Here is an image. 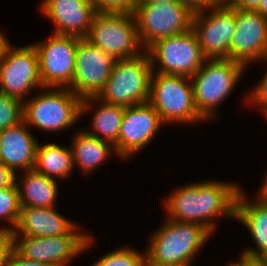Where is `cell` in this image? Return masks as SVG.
I'll use <instances>...</instances> for the list:
<instances>
[{"label":"cell","mask_w":267,"mask_h":266,"mask_svg":"<svg viewBox=\"0 0 267 266\" xmlns=\"http://www.w3.org/2000/svg\"><path fill=\"white\" fill-rule=\"evenodd\" d=\"M165 198L168 219L179 222H195L211 233L216 230L217 217L235 219L236 199L240 187L230 182L216 180L191 183L178 187Z\"/></svg>","instance_id":"6da1fadb"},{"label":"cell","mask_w":267,"mask_h":266,"mask_svg":"<svg viewBox=\"0 0 267 266\" xmlns=\"http://www.w3.org/2000/svg\"><path fill=\"white\" fill-rule=\"evenodd\" d=\"M160 227L151 236L145 253L152 263L161 266H192L196 254L213 235L195 222L167 218Z\"/></svg>","instance_id":"7a4b0ae2"},{"label":"cell","mask_w":267,"mask_h":266,"mask_svg":"<svg viewBox=\"0 0 267 266\" xmlns=\"http://www.w3.org/2000/svg\"><path fill=\"white\" fill-rule=\"evenodd\" d=\"M245 68L231 59H206L191 77L195 107L205 122L217 118L216 107L229 97Z\"/></svg>","instance_id":"3957f363"},{"label":"cell","mask_w":267,"mask_h":266,"mask_svg":"<svg viewBox=\"0 0 267 266\" xmlns=\"http://www.w3.org/2000/svg\"><path fill=\"white\" fill-rule=\"evenodd\" d=\"M152 74L147 51L135 58L118 59L97 98L125 108L148 102Z\"/></svg>","instance_id":"277c9868"},{"label":"cell","mask_w":267,"mask_h":266,"mask_svg":"<svg viewBox=\"0 0 267 266\" xmlns=\"http://www.w3.org/2000/svg\"><path fill=\"white\" fill-rule=\"evenodd\" d=\"M148 102L164 124L205 121L195 107L190 77L153 72Z\"/></svg>","instance_id":"5b68a950"},{"label":"cell","mask_w":267,"mask_h":266,"mask_svg":"<svg viewBox=\"0 0 267 266\" xmlns=\"http://www.w3.org/2000/svg\"><path fill=\"white\" fill-rule=\"evenodd\" d=\"M47 91L25 99L23 121L28 127L57 132L72 127L81 117V99L69 88H44Z\"/></svg>","instance_id":"8992f818"},{"label":"cell","mask_w":267,"mask_h":266,"mask_svg":"<svg viewBox=\"0 0 267 266\" xmlns=\"http://www.w3.org/2000/svg\"><path fill=\"white\" fill-rule=\"evenodd\" d=\"M86 39L116 60L135 58L146 51L133 13L97 11Z\"/></svg>","instance_id":"52a82bcc"},{"label":"cell","mask_w":267,"mask_h":266,"mask_svg":"<svg viewBox=\"0 0 267 266\" xmlns=\"http://www.w3.org/2000/svg\"><path fill=\"white\" fill-rule=\"evenodd\" d=\"M133 15L145 50L159 39L179 35L192 28L193 14L178 0L137 5Z\"/></svg>","instance_id":"ba28073f"},{"label":"cell","mask_w":267,"mask_h":266,"mask_svg":"<svg viewBox=\"0 0 267 266\" xmlns=\"http://www.w3.org/2000/svg\"><path fill=\"white\" fill-rule=\"evenodd\" d=\"M146 51L150 57L153 72L167 75L191 78L206 60L192 29L179 35L159 39ZM158 63L160 67L156 68Z\"/></svg>","instance_id":"9c48e42d"},{"label":"cell","mask_w":267,"mask_h":266,"mask_svg":"<svg viewBox=\"0 0 267 266\" xmlns=\"http://www.w3.org/2000/svg\"><path fill=\"white\" fill-rule=\"evenodd\" d=\"M77 226L69 235L35 237L14 235V250L22 257L50 266H66L92 244L87 232ZM22 237V239H21Z\"/></svg>","instance_id":"30bf717a"},{"label":"cell","mask_w":267,"mask_h":266,"mask_svg":"<svg viewBox=\"0 0 267 266\" xmlns=\"http://www.w3.org/2000/svg\"><path fill=\"white\" fill-rule=\"evenodd\" d=\"M36 87L44 89L35 46L28 44L13 50L9 43L0 57V92L24 102Z\"/></svg>","instance_id":"8fae6325"},{"label":"cell","mask_w":267,"mask_h":266,"mask_svg":"<svg viewBox=\"0 0 267 266\" xmlns=\"http://www.w3.org/2000/svg\"><path fill=\"white\" fill-rule=\"evenodd\" d=\"M48 40L33 44L39 60L43 88H69L75 70L76 48L80 37L52 33Z\"/></svg>","instance_id":"7c38bea8"},{"label":"cell","mask_w":267,"mask_h":266,"mask_svg":"<svg viewBox=\"0 0 267 266\" xmlns=\"http://www.w3.org/2000/svg\"><path fill=\"white\" fill-rule=\"evenodd\" d=\"M236 28V9L214 6L193 14L192 30L206 59H231V38Z\"/></svg>","instance_id":"4fadbf2b"},{"label":"cell","mask_w":267,"mask_h":266,"mask_svg":"<svg viewBox=\"0 0 267 266\" xmlns=\"http://www.w3.org/2000/svg\"><path fill=\"white\" fill-rule=\"evenodd\" d=\"M115 62L116 59L111 54L96 47L86 38H80L69 89L81 100L97 97L105 87Z\"/></svg>","instance_id":"5bb4252c"},{"label":"cell","mask_w":267,"mask_h":266,"mask_svg":"<svg viewBox=\"0 0 267 266\" xmlns=\"http://www.w3.org/2000/svg\"><path fill=\"white\" fill-rule=\"evenodd\" d=\"M163 124L149 102L125 108L118 141L114 145L117 156L125 160L132 158L150 143Z\"/></svg>","instance_id":"9a60e30c"},{"label":"cell","mask_w":267,"mask_h":266,"mask_svg":"<svg viewBox=\"0 0 267 266\" xmlns=\"http://www.w3.org/2000/svg\"><path fill=\"white\" fill-rule=\"evenodd\" d=\"M231 60L245 65L267 61V19L256 10L236 9Z\"/></svg>","instance_id":"2e32d148"},{"label":"cell","mask_w":267,"mask_h":266,"mask_svg":"<svg viewBox=\"0 0 267 266\" xmlns=\"http://www.w3.org/2000/svg\"><path fill=\"white\" fill-rule=\"evenodd\" d=\"M40 10L54 23L55 34L86 38L97 12L89 0H43Z\"/></svg>","instance_id":"e0dca14e"},{"label":"cell","mask_w":267,"mask_h":266,"mask_svg":"<svg viewBox=\"0 0 267 266\" xmlns=\"http://www.w3.org/2000/svg\"><path fill=\"white\" fill-rule=\"evenodd\" d=\"M240 189L236 199L235 220L244 225L255 241L256 248H246L241 256L255 260H267V200L258 194L253 202L247 201Z\"/></svg>","instance_id":"ac0fdd59"},{"label":"cell","mask_w":267,"mask_h":266,"mask_svg":"<svg viewBox=\"0 0 267 266\" xmlns=\"http://www.w3.org/2000/svg\"><path fill=\"white\" fill-rule=\"evenodd\" d=\"M24 121L0 131V161L14 174L17 170H32L39 143Z\"/></svg>","instance_id":"d6986e66"},{"label":"cell","mask_w":267,"mask_h":266,"mask_svg":"<svg viewBox=\"0 0 267 266\" xmlns=\"http://www.w3.org/2000/svg\"><path fill=\"white\" fill-rule=\"evenodd\" d=\"M56 207H21L14 235L35 237L69 235L78 225L56 211Z\"/></svg>","instance_id":"ffe728a7"},{"label":"cell","mask_w":267,"mask_h":266,"mask_svg":"<svg viewBox=\"0 0 267 266\" xmlns=\"http://www.w3.org/2000/svg\"><path fill=\"white\" fill-rule=\"evenodd\" d=\"M98 108L91 120L92 129L85 130L91 136L106 141L113 146L117 143L119 130L125 112V107L108 104L97 97H88L81 100V116L90 111L94 104ZM89 130V131H88Z\"/></svg>","instance_id":"44dd1931"},{"label":"cell","mask_w":267,"mask_h":266,"mask_svg":"<svg viewBox=\"0 0 267 266\" xmlns=\"http://www.w3.org/2000/svg\"><path fill=\"white\" fill-rule=\"evenodd\" d=\"M22 181L16 185L19 191L21 207L49 208L55 207L58 195L57 180L49 178L34 169L25 171Z\"/></svg>","instance_id":"7402d4cb"},{"label":"cell","mask_w":267,"mask_h":266,"mask_svg":"<svg viewBox=\"0 0 267 266\" xmlns=\"http://www.w3.org/2000/svg\"><path fill=\"white\" fill-rule=\"evenodd\" d=\"M77 132L71 143V148L74 166L80 167L83 173L90 174L91 171H94L100 164L105 162L104 160L107 161L112 154L117 155L112 144L91 136L85 129Z\"/></svg>","instance_id":"603a6c76"},{"label":"cell","mask_w":267,"mask_h":266,"mask_svg":"<svg viewBox=\"0 0 267 266\" xmlns=\"http://www.w3.org/2000/svg\"><path fill=\"white\" fill-rule=\"evenodd\" d=\"M37 144L34 170L54 180L70 177L75 170L71 146ZM74 168V170H73Z\"/></svg>","instance_id":"cb8c5ba5"},{"label":"cell","mask_w":267,"mask_h":266,"mask_svg":"<svg viewBox=\"0 0 267 266\" xmlns=\"http://www.w3.org/2000/svg\"><path fill=\"white\" fill-rule=\"evenodd\" d=\"M21 205L16 181L0 189V219L8 221L9 225L3 226L14 230L20 217Z\"/></svg>","instance_id":"d4e9b609"},{"label":"cell","mask_w":267,"mask_h":266,"mask_svg":"<svg viewBox=\"0 0 267 266\" xmlns=\"http://www.w3.org/2000/svg\"><path fill=\"white\" fill-rule=\"evenodd\" d=\"M24 102L0 92V131L23 121Z\"/></svg>","instance_id":"484cf974"},{"label":"cell","mask_w":267,"mask_h":266,"mask_svg":"<svg viewBox=\"0 0 267 266\" xmlns=\"http://www.w3.org/2000/svg\"><path fill=\"white\" fill-rule=\"evenodd\" d=\"M145 257L146 253L143 254L132 247L125 246L108 252L92 266H139Z\"/></svg>","instance_id":"4316f807"},{"label":"cell","mask_w":267,"mask_h":266,"mask_svg":"<svg viewBox=\"0 0 267 266\" xmlns=\"http://www.w3.org/2000/svg\"><path fill=\"white\" fill-rule=\"evenodd\" d=\"M96 11L99 12H119L133 13L135 10V0H89Z\"/></svg>","instance_id":"83f0119b"},{"label":"cell","mask_w":267,"mask_h":266,"mask_svg":"<svg viewBox=\"0 0 267 266\" xmlns=\"http://www.w3.org/2000/svg\"><path fill=\"white\" fill-rule=\"evenodd\" d=\"M14 250V230L0 228V266H5Z\"/></svg>","instance_id":"f1b7e54d"},{"label":"cell","mask_w":267,"mask_h":266,"mask_svg":"<svg viewBox=\"0 0 267 266\" xmlns=\"http://www.w3.org/2000/svg\"><path fill=\"white\" fill-rule=\"evenodd\" d=\"M248 102H252L251 104H255L261 106V110H263V115L267 112V71L262 77V80L258 83V85L249 93Z\"/></svg>","instance_id":"f546056e"},{"label":"cell","mask_w":267,"mask_h":266,"mask_svg":"<svg viewBox=\"0 0 267 266\" xmlns=\"http://www.w3.org/2000/svg\"><path fill=\"white\" fill-rule=\"evenodd\" d=\"M181 2L192 14L204 12L213 8L214 5L210 0H178Z\"/></svg>","instance_id":"4dcf8cb0"},{"label":"cell","mask_w":267,"mask_h":266,"mask_svg":"<svg viewBox=\"0 0 267 266\" xmlns=\"http://www.w3.org/2000/svg\"><path fill=\"white\" fill-rule=\"evenodd\" d=\"M5 266H50L43 262L30 260L20 256L15 250L11 253Z\"/></svg>","instance_id":"1f68e13d"},{"label":"cell","mask_w":267,"mask_h":266,"mask_svg":"<svg viewBox=\"0 0 267 266\" xmlns=\"http://www.w3.org/2000/svg\"><path fill=\"white\" fill-rule=\"evenodd\" d=\"M15 176L16 174L0 161V189L12 185L15 182Z\"/></svg>","instance_id":"d6a6232c"},{"label":"cell","mask_w":267,"mask_h":266,"mask_svg":"<svg viewBox=\"0 0 267 266\" xmlns=\"http://www.w3.org/2000/svg\"><path fill=\"white\" fill-rule=\"evenodd\" d=\"M261 0H232L230 7L238 10H256Z\"/></svg>","instance_id":"836d02e7"},{"label":"cell","mask_w":267,"mask_h":266,"mask_svg":"<svg viewBox=\"0 0 267 266\" xmlns=\"http://www.w3.org/2000/svg\"><path fill=\"white\" fill-rule=\"evenodd\" d=\"M239 260L229 263L230 266H267V260L249 259L239 255Z\"/></svg>","instance_id":"e575fe53"},{"label":"cell","mask_w":267,"mask_h":266,"mask_svg":"<svg viewBox=\"0 0 267 266\" xmlns=\"http://www.w3.org/2000/svg\"><path fill=\"white\" fill-rule=\"evenodd\" d=\"M264 176L265 178H264L263 184L260 187V190L258 191L257 194L264 200H267V172Z\"/></svg>","instance_id":"d590c367"},{"label":"cell","mask_w":267,"mask_h":266,"mask_svg":"<svg viewBox=\"0 0 267 266\" xmlns=\"http://www.w3.org/2000/svg\"><path fill=\"white\" fill-rule=\"evenodd\" d=\"M171 1H176V0H135V7L137 5L156 4V3L171 2Z\"/></svg>","instance_id":"8d00e7d4"},{"label":"cell","mask_w":267,"mask_h":266,"mask_svg":"<svg viewBox=\"0 0 267 266\" xmlns=\"http://www.w3.org/2000/svg\"><path fill=\"white\" fill-rule=\"evenodd\" d=\"M256 11H258L265 19H267V0H261V3Z\"/></svg>","instance_id":"74e56055"},{"label":"cell","mask_w":267,"mask_h":266,"mask_svg":"<svg viewBox=\"0 0 267 266\" xmlns=\"http://www.w3.org/2000/svg\"><path fill=\"white\" fill-rule=\"evenodd\" d=\"M10 42L7 40V37H5L2 32L0 31V57L2 56L6 46L9 44Z\"/></svg>","instance_id":"f35d334b"},{"label":"cell","mask_w":267,"mask_h":266,"mask_svg":"<svg viewBox=\"0 0 267 266\" xmlns=\"http://www.w3.org/2000/svg\"><path fill=\"white\" fill-rule=\"evenodd\" d=\"M139 266H161V265L154 264L147 257H145L139 264Z\"/></svg>","instance_id":"ab89813d"}]
</instances>
